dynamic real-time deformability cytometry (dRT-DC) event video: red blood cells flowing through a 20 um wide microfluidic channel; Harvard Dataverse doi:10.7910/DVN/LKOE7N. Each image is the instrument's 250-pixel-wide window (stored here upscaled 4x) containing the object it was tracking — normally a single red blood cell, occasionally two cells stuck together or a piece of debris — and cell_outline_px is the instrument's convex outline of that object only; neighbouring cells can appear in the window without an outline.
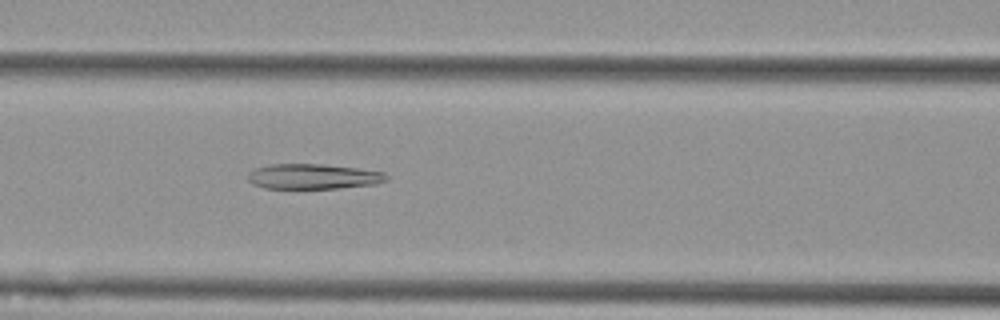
{"species": "Egyptian fruit bat (a non-hibernating species)", "species_latin": "Rousettus aegyptiacus", "temperature_condition": "cold", "stored_images_in_passage": 40, "camera_frame_rate_fps": 3000, "um_per_image_px": 0.085, "animal": {"sex": "female"}, "frame": {"image": 1, "passage_image": 10, "time_ms": 3.0, "image_size_px": [1000, 320], "cell_outline_px": [[388, 180], [376, 184], [340, 188], [264, 188], [252, 184], [248, 180], [248, 172], [252, 168], [268, 164], [320, 164], [356, 168], [384, 172], [388, 176]], "centroid_in_image_um": [26.58, 15.0], "position_along_channel_um": 140.0, "area_um2": 20.46}}
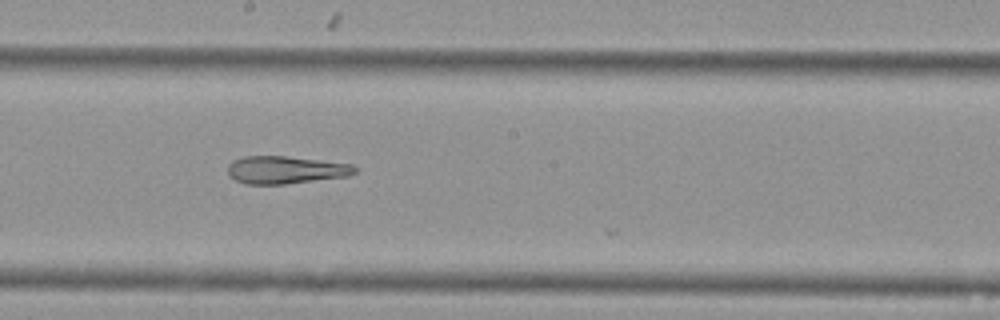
{"frame": {"image": 2, "passage_image": 17, "time_ms": 5.333, "image_size_px": [1000, 320], "cell_outline_px": [[360, 168], [356, 172], [348, 176], [284, 184], [244, 184], [228, 176], [228, 164], [232, 160], [244, 156], [288, 156], [352, 164]], "centroid_in_image_um": [24.27, 14.43], "position_along_channel_um": 223.9, "area_um2": 20.63}}
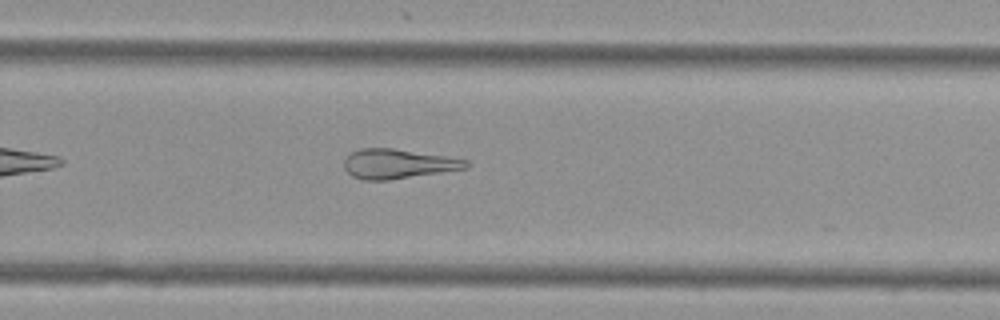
{"frame": {"image": 3, "passage_image": 23, "time_ms": 7.333, "image_size_px": [1000, 320], "cell_outline_px": [[468, 168], [388, 180], [364, 180], [352, 176], [344, 168], [344, 160], [348, 152], [360, 148], [392, 148], [444, 156], [468, 160]], "centroid_in_image_um": [33.77, 13.92], "position_along_channel_um": 296.0, "area_um2": 20.92}, "authors_computed_cell_mechanics": {"area_um2": 22.2241, "velocity_mm_per_s": 3.6164, "shape_relaxation_time_tau1_ms": null, "shape_relaxation_time_tau2_ms": 3.4138, "deformation_change_tau1": null, "deformation_change_tau2": 0.1416}}